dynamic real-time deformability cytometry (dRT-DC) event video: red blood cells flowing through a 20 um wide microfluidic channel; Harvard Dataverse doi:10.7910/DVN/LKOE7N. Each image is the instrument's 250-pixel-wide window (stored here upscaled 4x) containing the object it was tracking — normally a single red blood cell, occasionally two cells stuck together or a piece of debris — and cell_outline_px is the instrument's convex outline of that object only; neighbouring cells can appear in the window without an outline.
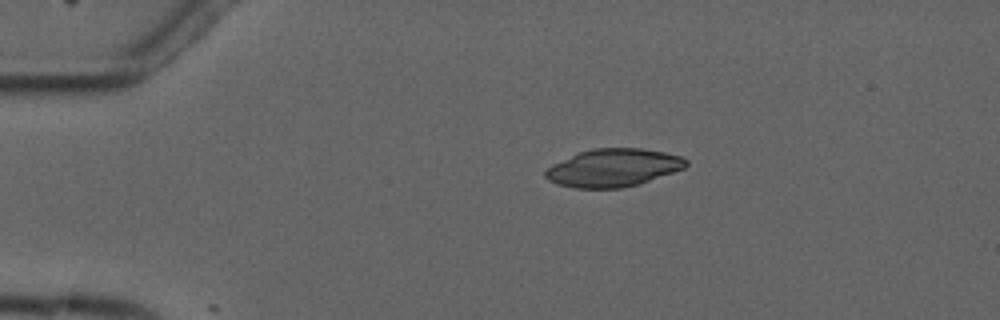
{"species": "common noctule bat (a hibernating species)", "species_latin": "Nyctalus noctula", "temperature_condition": "cold", "stored_images_in_passage": 6, "camera_frame_rate_fps": 3000, "um_per_image_px": 0.085, "animal": {"sex": "male", "forearm_length_mm": 52.5}, "frame": {"image": 1, "passage_image": 4, "time_ms": 3.333, "image_size_px": [1000, 320], "cell_outline_px": [[688, 164], [684, 168], [624, 188], [572, 188], [556, 184], [548, 180], [544, 176], [544, 172], [552, 164], [580, 152], [592, 148], [640, 148], [664, 152], [680, 156], [688, 160]], "centroid_in_image_um": [52.09, 14.26], "position_along_channel_um": 32.9, "area_um2": 30.81}}